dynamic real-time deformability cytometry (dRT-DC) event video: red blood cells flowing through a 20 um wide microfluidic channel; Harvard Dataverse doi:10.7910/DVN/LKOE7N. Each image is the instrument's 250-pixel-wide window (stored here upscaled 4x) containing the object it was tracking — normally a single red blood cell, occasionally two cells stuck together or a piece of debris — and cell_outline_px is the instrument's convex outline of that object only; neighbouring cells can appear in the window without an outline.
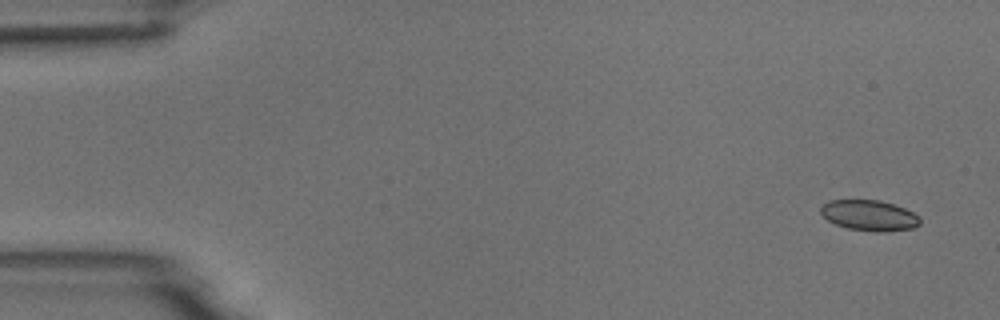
{"species": "common noctule bat (a hibernating species)", "species_latin": "Nyctalus noctula", "temperature_condition": "room temperature", "stored_images_in_passage": 4, "camera_frame_rate_fps": 3000, "um_per_image_px": 0.085, "animal": {"sex": "male", "body_mass_g": 18.8}, "frame": {"image": 1, "passage_image": 1, "time_ms": 0.0, "image_size_px": [1000, 320], "cell_outline_px": [[920, 224], [912, 228], [884, 232], [876, 232], [848, 228], [836, 224], [828, 220], [820, 212], [820, 208], [828, 200], [880, 200], [904, 208], [920, 216]], "centroid_in_image_um": [73.9, 18.31], "position_along_channel_um": 11.1, "area_um2": 17.63}}
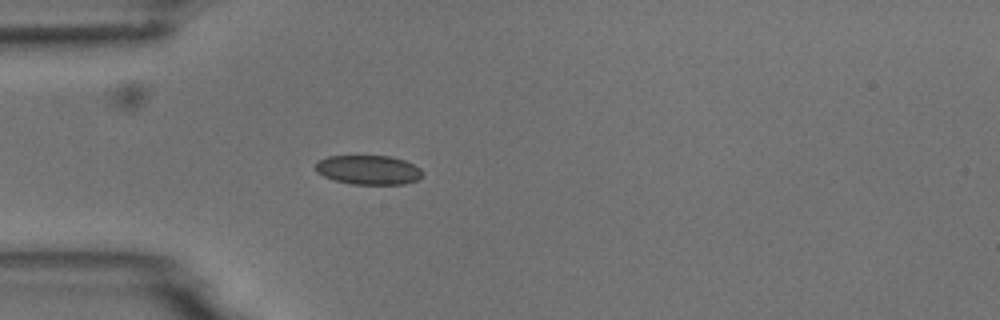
{"frame": {"image": 2, "passage_image": 4, "time_ms": 4.333, "image_size_px": [1000, 320], "cell_outline_px": [[420, 176], [416, 180], [404, 184], [352, 184], [336, 180], [324, 176], [316, 172], [316, 164], [320, 160], [328, 156], [388, 156], [404, 160], [420, 168]], "centroid_in_image_um": [31.29, 14.44], "position_along_channel_um": 53.7, "area_um2": 17.92}}